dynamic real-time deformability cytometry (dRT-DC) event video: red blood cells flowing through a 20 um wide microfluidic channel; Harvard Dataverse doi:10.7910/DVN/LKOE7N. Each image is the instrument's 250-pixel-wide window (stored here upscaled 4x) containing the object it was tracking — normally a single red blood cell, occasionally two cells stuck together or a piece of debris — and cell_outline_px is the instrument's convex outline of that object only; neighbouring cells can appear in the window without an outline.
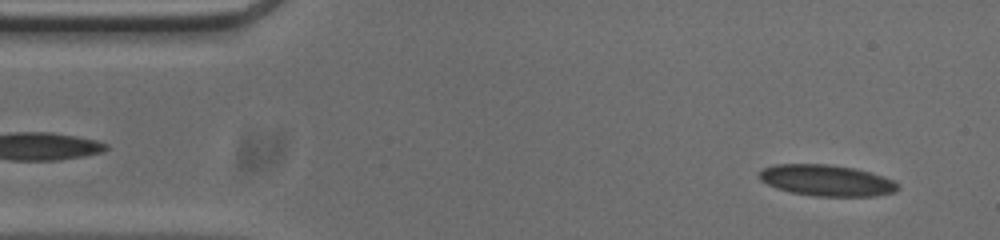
{"species": "common noctule bat (a hibernating species)", "species_latin": "Nyctalus noctula", "temperature_condition": "cold", "stored_images_in_passage": 55, "camera_frame_rate_fps": 3000, "um_per_image_px": 0.085, "animal": {"sex": "male", "body_mass_g": 20.0, "forearm_length_mm": 53.3}, "frame": {"image": 1, "passage_image": 3, "time_ms": 0.667, "image_size_px": [1000, 240], "cell_outline_px": [[900, 188], [896, 192], [876, 196], [816, 196], [792, 192], [776, 188], [760, 180], [760, 172], [764, 168], [776, 164], [824, 164], [852, 168], [884, 176], [892, 180]], "centroid_in_image_um": [70.28, 15.34], "position_along_channel_um": 14.7, "area_um2": 24.91}}
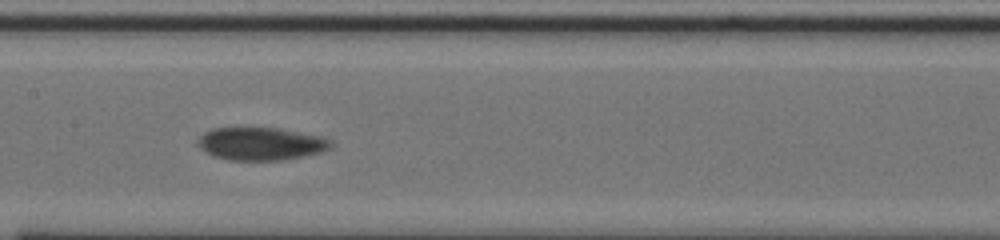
{"frame": {"image": 2, "passage_image": 25, "time_ms": 8.0, "image_size_px": [1000, 240], "cell_outline_px": [[332, 148], [324, 152], [284, 160], [228, 160], [216, 156], [200, 148], [196, 144], [196, 140], [204, 132], [212, 128], [280, 128], [320, 136], [332, 140]], "centroid_in_image_um": [22.21, 12.22], "position_along_channel_um": 185.2, "area_um2": 25.61}}
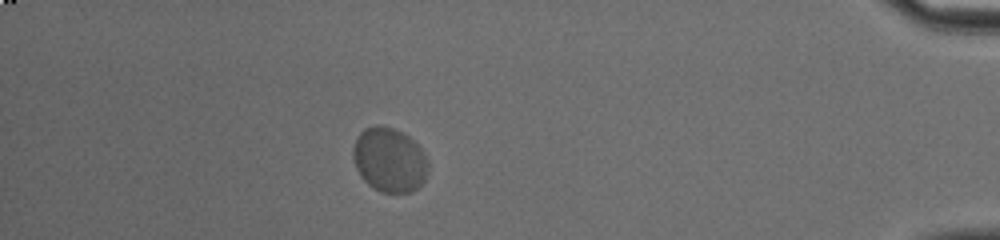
{"frame": {"image": 3, "passage_image": 48, "time_ms": 15.667, "image_size_px": [1000, 240], "cell_outline_px": [[428, 172], [424, 180], [412, 192], [380, 192], [372, 188], [360, 176], [356, 168], [352, 156], [352, 148], [356, 136], [364, 128], [376, 124], [380, 124], [392, 128], [408, 136], [420, 148], [428, 160]], "centroid_in_image_um": [33.06, 13.58], "position_along_channel_um": 402.1, "area_um2": 28.38}}